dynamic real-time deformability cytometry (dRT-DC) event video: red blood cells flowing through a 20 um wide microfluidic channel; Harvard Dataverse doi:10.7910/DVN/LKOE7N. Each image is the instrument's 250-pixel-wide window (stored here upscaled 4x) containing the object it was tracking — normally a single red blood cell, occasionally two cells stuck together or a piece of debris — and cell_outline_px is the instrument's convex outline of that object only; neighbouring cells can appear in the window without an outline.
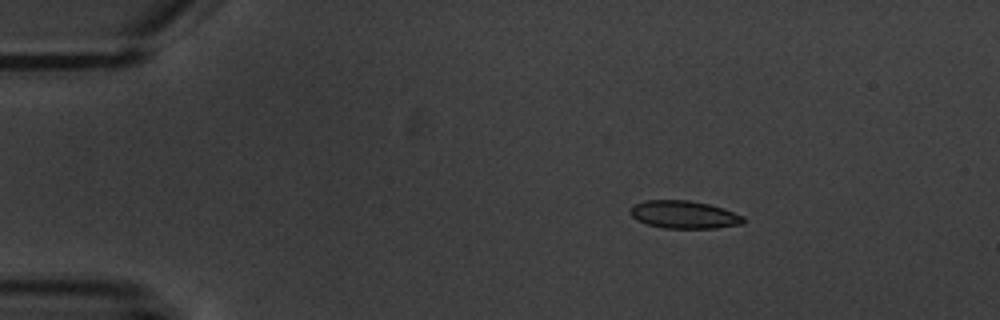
{"species": "common noctule bat (a hibernating species)", "species_latin": "Nyctalus noctula", "temperature_condition": "warm", "stored_images_in_passage": 5, "camera_frame_rate_fps": 3000, "um_per_image_px": 0.085, "animal": {"sex": "male", "body_mass_g": 20.1, "forearm_length_mm": 53.5}, "frame": {"image": 1, "passage_image": 3, "time_ms": 2.333, "image_size_px": [1000, 320], "cell_outline_px": [[744, 224], [716, 228], [664, 228], [648, 224], [632, 216], [628, 212], [632, 204], [644, 200], [688, 200], [708, 204], [724, 208], [744, 216]], "centroid_in_image_um": [58.15, 18.23], "position_along_channel_um": 26.9, "area_um2": 18.38}}